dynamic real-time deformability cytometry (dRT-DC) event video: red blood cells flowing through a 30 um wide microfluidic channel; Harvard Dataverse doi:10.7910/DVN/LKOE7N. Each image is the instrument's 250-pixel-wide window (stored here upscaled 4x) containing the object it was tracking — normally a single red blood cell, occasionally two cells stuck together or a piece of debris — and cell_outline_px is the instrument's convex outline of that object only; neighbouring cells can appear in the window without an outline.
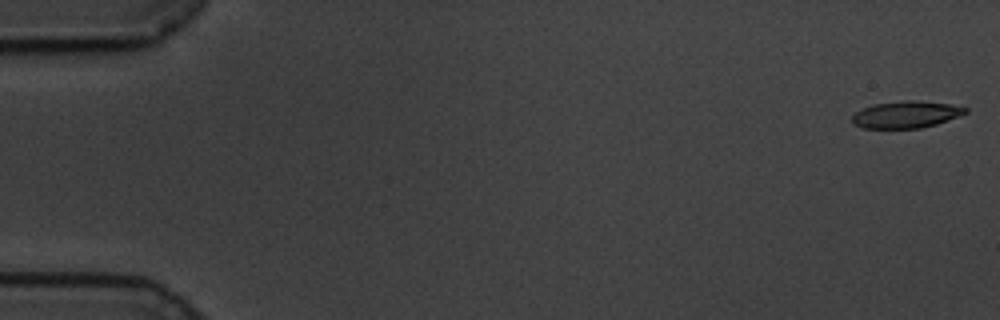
{"species": "common noctule bat (a hibernating species)", "species_latin": "Nyctalus noctula", "temperature_condition": "cold", "stored_images_in_passage": 59, "camera_frame_rate_fps": 3000, "um_per_image_px": 0.085, "animal": {"sex": "male", "body_mass_g": 19.5, "forearm_length_mm": 54.6}, "frame": {"image": 1, "passage_image": 1, "time_ms": 0.0, "image_size_px": [1000, 320], "cell_outline_px": [[968, 112], [960, 116], [936, 124], [920, 128], [864, 128], [852, 124], [852, 116], [856, 112], [872, 104], [908, 100], [916, 100], [948, 104], [968, 108]], "centroid_in_image_um": [77.01, 9.74], "position_along_channel_um": 8.0, "area_um2": 17.69}}
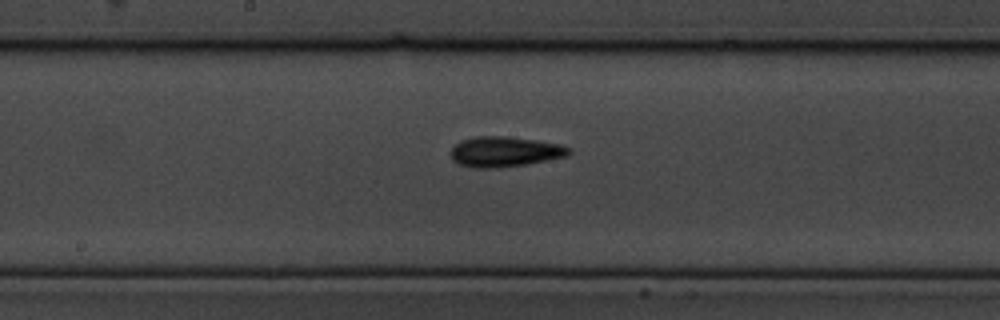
{"frame": {"image": 2, "passage_image": 31, "time_ms": 10.0, "image_size_px": [1000, 320], "cell_outline_px": [[572, 152], [568, 156], [528, 164], [496, 168], [472, 168], [456, 164], [452, 160], [452, 148], [460, 140], [476, 136], [504, 136], [536, 140], [560, 144], [572, 148]], "centroid_in_image_um": [42.91, 12.9], "position_along_channel_um": 205.3, "area_um2": 21.1}}
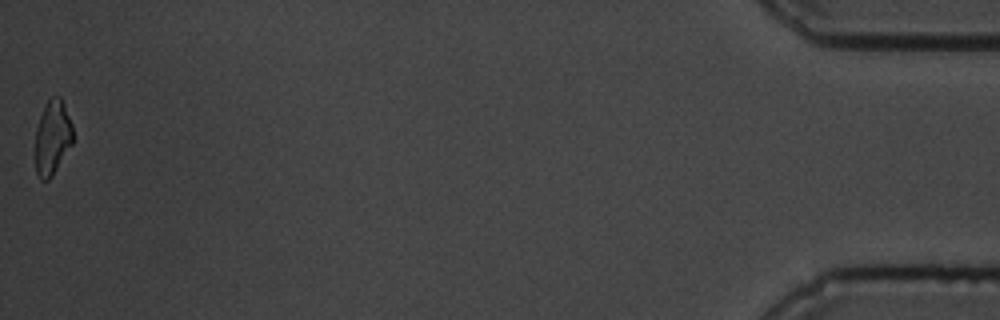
{"frame": {"image": 3, "passage_image": 59, "time_ms": 19.333, "image_size_px": [1000, 320], "cell_outline_px": [[72, 144], [52, 176], [48, 180], [40, 180], [36, 172], [36, 128], [40, 116], [48, 100], [52, 96], [60, 96], [64, 104], [72, 124]], "centroid_in_image_um": [4.46, 11.69], "position_along_channel_um": 430.7, "area_um2": 16.13}, "authors_computed_cell_mechanics": {"area_um2": 18.4382, "velocity_mm_per_s": 3.4099, "shape_relaxation_time_tau1_ms": 3.4279, "shape_relaxation_time_tau2_ms": null, "deformation_change_tau1": 0.1397, "deformation_change_tau2": null}}